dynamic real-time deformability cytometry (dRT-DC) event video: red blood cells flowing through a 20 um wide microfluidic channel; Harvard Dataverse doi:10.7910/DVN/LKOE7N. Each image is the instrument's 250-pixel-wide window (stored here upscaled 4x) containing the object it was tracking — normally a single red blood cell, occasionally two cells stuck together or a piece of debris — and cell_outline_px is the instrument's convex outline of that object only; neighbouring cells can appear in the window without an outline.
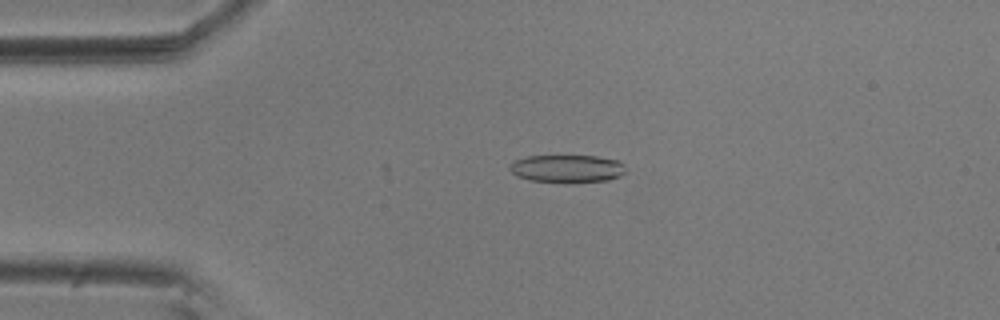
{"species": "common noctule bat (a hibernating species)", "species_latin": "Nyctalus noctula", "temperature_condition": "room temperature", "stored_images_in_passage": 20, "camera_frame_rate_fps": 3000, "um_per_image_px": 0.085, "animal": {"sex": "male", "body_mass_g": 20.5, "forearm_length_mm": 52.5}, "frame": {"image": 1, "passage_image": 12, "time_ms": 3.667, "image_size_px": [1000, 320], "cell_outline_px": [[628, 168], [620, 176], [608, 180], [532, 180], [516, 176], [508, 168], [516, 160], [528, 156], [596, 156], [620, 160]], "centroid_in_image_um": [48.26, 14.29], "position_along_channel_um": 36.7, "area_um2": 18.03}}